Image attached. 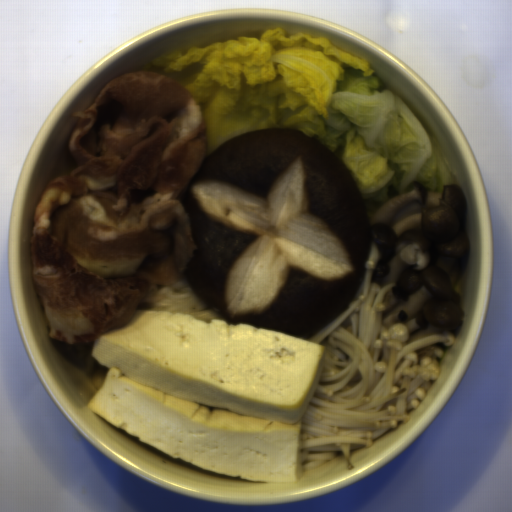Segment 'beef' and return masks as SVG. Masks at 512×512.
I'll use <instances>...</instances> for the list:
<instances>
[{
    "mask_svg": "<svg viewBox=\"0 0 512 512\" xmlns=\"http://www.w3.org/2000/svg\"><path fill=\"white\" fill-rule=\"evenodd\" d=\"M77 118V167L35 207L31 277L49 337L76 345L125 327L197 246L181 204L209 156L200 101L162 73L120 75Z\"/></svg>",
    "mask_w": 512,
    "mask_h": 512,
    "instance_id": "obj_1",
    "label": "beef"
}]
</instances>
